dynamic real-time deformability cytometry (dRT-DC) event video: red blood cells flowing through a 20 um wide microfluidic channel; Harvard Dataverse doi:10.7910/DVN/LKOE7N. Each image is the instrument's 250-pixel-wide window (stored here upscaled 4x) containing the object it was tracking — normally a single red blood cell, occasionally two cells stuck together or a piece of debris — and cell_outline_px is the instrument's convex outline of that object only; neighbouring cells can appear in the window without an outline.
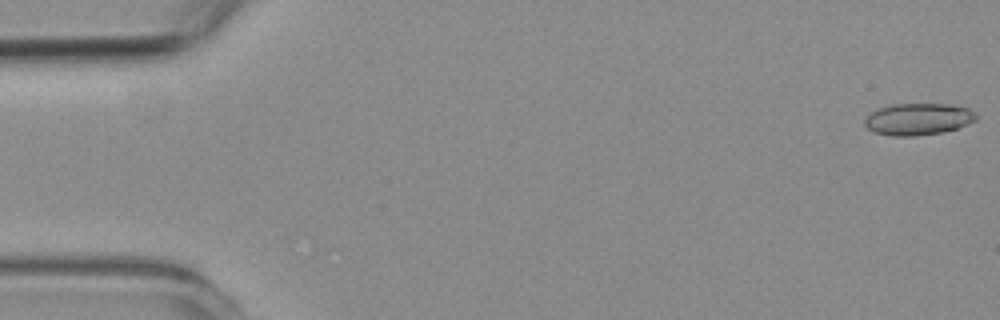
{"species": "common noctule bat (a hibernating species)", "species_latin": "Nyctalus noctula", "temperature_condition": "room temperature", "stored_images_in_passage": 58, "camera_frame_rate_fps": 3000, "um_per_image_px": 0.085, "animal": {"sex": "female", "body_mass_g": 19.3, "forearm_length_mm": 54.1}, "frame": {"image": 1, "passage_image": 1, "time_ms": 0.0, "image_size_px": [1000, 320], "cell_outline_px": [[976, 120], [968, 124], [944, 132], [916, 136], [892, 136], [872, 132], [864, 124], [864, 120], [872, 112], [880, 108], [892, 104], [948, 104], [968, 108], [976, 112]], "centroid_in_image_um": [78.05, 10.13], "position_along_channel_um": 7.0, "area_um2": 20.69}}
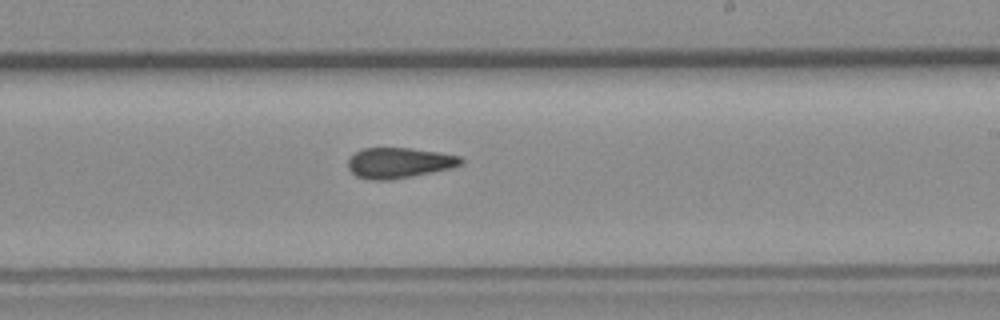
{"frame": {"image": 2, "passage_image": 34, "time_ms": 11.0, "image_size_px": [1000, 320], "cell_outline_px": [[464, 164], [452, 168], [392, 180], [372, 180], [356, 176], [348, 168], [348, 160], [356, 152], [364, 148], [408, 148], [440, 152], [460, 156], [464, 160]], "centroid_in_image_um": [33.96, 13.84], "position_along_channel_um": 255.0, "area_um2": 20.11}}
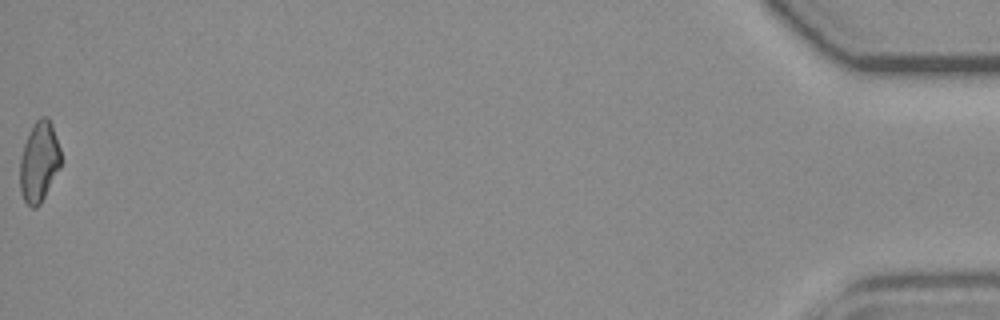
{"frame": {"image": 3, "passage_image": 58, "time_ms": 19.0, "image_size_px": [1000, 320], "cell_outline_px": [[60, 168], [40, 204], [36, 208], [32, 208], [24, 200], [20, 192], [20, 156], [24, 144], [36, 120], [40, 116], [48, 116], [52, 124], [60, 148]], "centroid_in_image_um": [3.32, 13.76], "position_along_channel_um": 431.9, "area_um2": 19.07}, "authors_computed_cell_mechanics": {"area_um2": 20.1722, "velocity_mm_per_s": 3.5571, "shape_relaxation_time_tau1_ms": null, "shape_relaxation_time_tau2_ms": 3.6754, "deformation_change_tau1": null, "deformation_change_tau2": 0.1203}}